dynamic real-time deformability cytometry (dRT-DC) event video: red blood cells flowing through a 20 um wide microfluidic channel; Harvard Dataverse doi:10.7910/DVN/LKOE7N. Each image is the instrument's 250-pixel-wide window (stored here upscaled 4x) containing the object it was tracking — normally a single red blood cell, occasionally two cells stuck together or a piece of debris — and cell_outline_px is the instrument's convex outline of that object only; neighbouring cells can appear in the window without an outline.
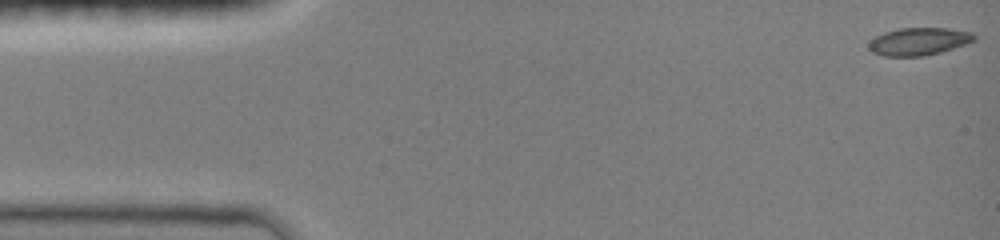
{"species": "common noctule bat (a hibernating species)", "species_latin": "Nyctalus noctula", "temperature_condition": "room temperature", "stored_images_in_passage": 47, "camera_frame_rate_fps": 3000, "um_per_image_px": 0.085, "animal": {"sex": "female", "body_mass_g": 19.0, "forearm_length_mm": 51.5}, "frame": {"image": 1, "passage_image": 1, "time_ms": 0.0, "image_size_px": [1000, 240], "cell_outline_px": [[976, 40], [940, 52], [924, 56], [884, 56], [872, 52], [868, 48], [868, 44], [876, 36], [884, 32], [900, 28], [948, 28], [972, 32], [976, 36]], "centroid_in_image_um": [78.09, 3.52], "position_along_channel_um": 6.9, "area_um2": 16.88}}
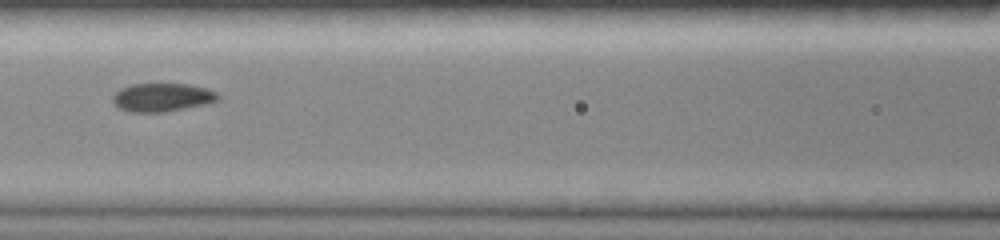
{"frame": {"image": 2, "passage_image": 21, "time_ms": 6.667, "image_size_px": [1000, 240], "cell_outline_px": [[220, 100], [208, 104], [164, 112], [128, 112], [112, 104], [112, 92], [120, 88], [132, 84], [188, 84], [204, 88], [216, 92], [220, 96]], "centroid_in_image_um": [13.75, 8.28], "position_along_channel_um": 152.9, "area_um2": 17.69}}
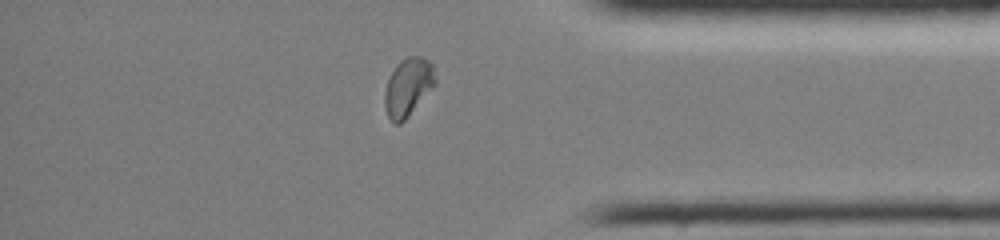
{"frame": {"image": 3, "passage_image": 40, "time_ms": 13.0, "image_size_px": [1000, 240], "cell_outline_px": [[436, 84], [408, 116], [400, 124], [396, 124], [388, 116], [384, 108], [384, 92], [388, 80], [396, 64], [400, 60], [408, 56], [420, 56], [428, 60], [432, 64], [436, 80]], "centroid_in_image_um": [34.68, 7.39], "position_along_channel_um": 400.5, "area_um2": 17.05}, "authors_computed_cell_mechanics": {"area_um2": 17.1088, "velocity_mm_per_s": 4.0283, "shape_relaxation_time_tau1_ms": 5.1074, "shape_relaxation_time_tau2_ms": null, "deformation_change_tau1": 0.1828, "deformation_change_tau2": null}}